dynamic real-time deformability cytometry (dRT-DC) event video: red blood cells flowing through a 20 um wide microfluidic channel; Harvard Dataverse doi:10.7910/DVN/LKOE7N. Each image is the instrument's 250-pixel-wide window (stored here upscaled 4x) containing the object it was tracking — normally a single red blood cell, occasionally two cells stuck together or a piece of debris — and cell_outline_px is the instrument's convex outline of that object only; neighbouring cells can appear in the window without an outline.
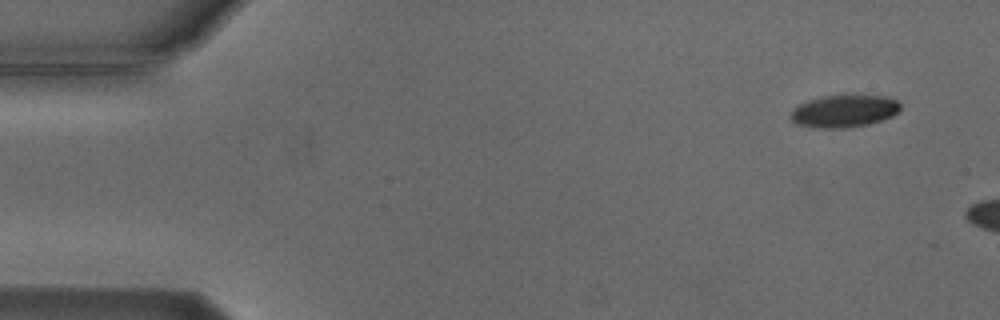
{"species": "Egyptian fruit bat (a non-hibernating species)", "species_latin": "Rousettus aegyptiacus", "temperature_condition": "cold", "stored_images_in_passage": 3, "camera_frame_rate_fps": 3000, "um_per_image_px": 0.085, "animal": {"sex": "male"}, "frame": {"image": 1, "passage_image": 1, "time_ms": 0.0, "image_size_px": [1000, 320], "cell_outline_px": [[900, 108], [892, 116], [868, 124], [848, 128], [812, 128], [796, 124], [792, 120], [792, 112], [800, 104], [808, 100], [820, 96], [884, 96], [896, 100], [900, 104]], "centroid_in_image_um": [71.73, 9.46], "position_along_channel_um": 13.3, "area_um2": 20.4}}